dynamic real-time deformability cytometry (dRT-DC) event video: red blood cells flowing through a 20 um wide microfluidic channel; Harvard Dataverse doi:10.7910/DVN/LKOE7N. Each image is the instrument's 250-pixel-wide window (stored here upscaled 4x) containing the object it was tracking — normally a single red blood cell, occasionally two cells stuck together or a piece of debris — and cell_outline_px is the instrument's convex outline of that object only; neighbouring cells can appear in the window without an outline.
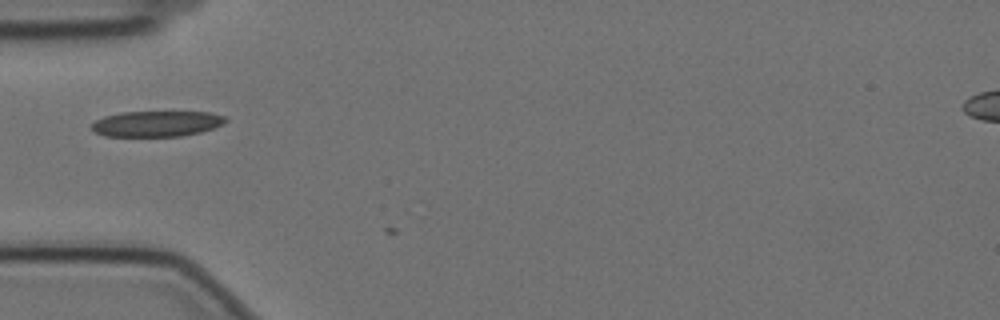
{"species": "Egyptian fruit bat (a non-hibernating species)", "species_latin": "Rousettus aegyptiacus", "temperature_condition": "cold", "stored_images_in_passage": 4, "camera_frame_rate_fps": 3000, "um_per_image_px": 0.085, "animal": {"sex": "female"}, "frame": {"image": 1, "passage_image": 2, "time_ms": 0.333, "image_size_px": [1000, 320], "cell_outline_px": [[228, 120], [224, 124], [200, 132], [180, 136], [104, 136], [96, 132], [92, 128], [92, 124], [96, 120], [104, 116], [120, 112], [212, 112], [224, 116]], "centroid_in_image_um": [13.33, 10.51], "position_along_channel_um": 71.7, "area_um2": 20.0}}